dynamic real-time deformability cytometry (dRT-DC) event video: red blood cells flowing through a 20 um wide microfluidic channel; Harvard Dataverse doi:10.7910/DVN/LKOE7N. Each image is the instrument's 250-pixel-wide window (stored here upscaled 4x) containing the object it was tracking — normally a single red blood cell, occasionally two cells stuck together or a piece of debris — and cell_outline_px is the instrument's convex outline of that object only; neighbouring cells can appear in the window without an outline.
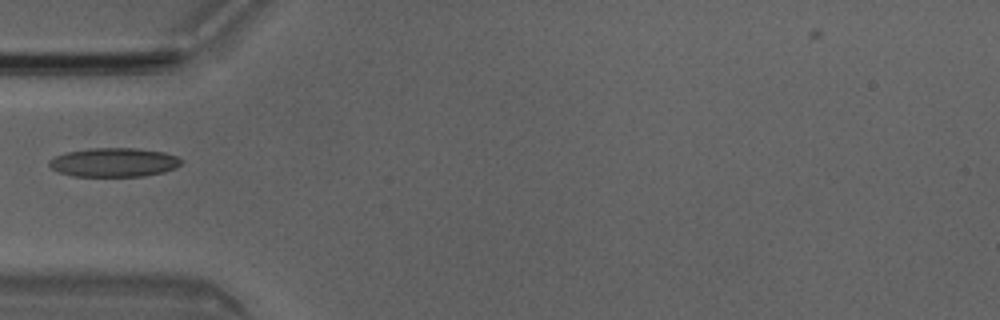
{"species": "Egyptian fruit bat (a non-hibernating species)", "species_latin": "Rousettus aegyptiacus", "temperature_condition": "room temperature", "stored_images_in_passage": 4, "camera_frame_rate_fps": 3000, "um_per_image_px": 0.085, "animal": {"sex": "male"}, "frame": {"image": 1, "passage_image": 4, "time_ms": 1.0, "image_size_px": [1000, 320], "cell_outline_px": [[184, 160], [176, 168], [164, 172], [144, 176], [72, 176], [56, 172], [48, 164], [48, 160], [64, 152], [92, 148], [136, 148], [164, 152], [176, 156]], "centroid_in_image_um": [9.67, 13.8], "position_along_channel_um": 75.3, "area_um2": 22.48}}